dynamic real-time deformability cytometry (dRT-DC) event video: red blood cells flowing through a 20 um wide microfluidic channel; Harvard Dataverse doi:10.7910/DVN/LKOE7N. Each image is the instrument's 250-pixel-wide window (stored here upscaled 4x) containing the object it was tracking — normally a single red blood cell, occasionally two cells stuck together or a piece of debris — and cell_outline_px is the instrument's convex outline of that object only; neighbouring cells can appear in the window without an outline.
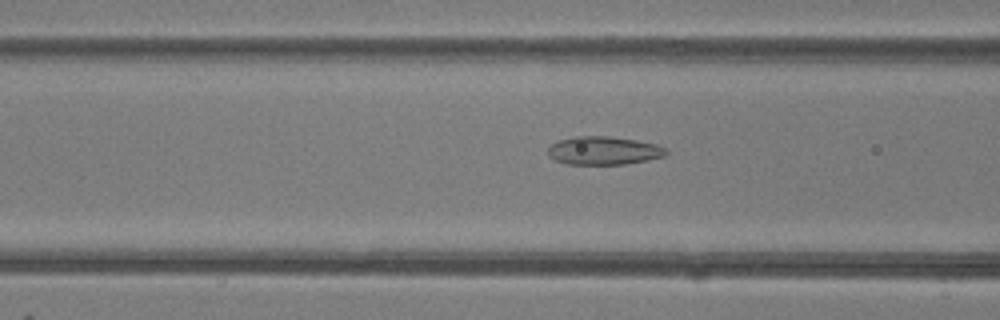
{"species": "common noctule bat (a hibernating species)", "species_latin": "Nyctalus noctula", "temperature_condition": "room temperature", "stored_images_in_passage": 48, "camera_frame_rate_fps": 3000, "um_per_image_px": 0.085, "animal": {"sex": "female"}, "frame": {"image": 1, "passage_image": 19, "time_ms": 6.0, "image_size_px": [1000, 320], "cell_outline_px": [[668, 152], [664, 156], [648, 160], [624, 164], [568, 164], [556, 160], [548, 156], [548, 148], [552, 144], [560, 140], [576, 136], [608, 136], [636, 140], [656, 144], [664, 148]], "centroid_in_image_um": [51.31, 12.8], "position_along_channel_um": 115.3, "area_um2": 19.31}}
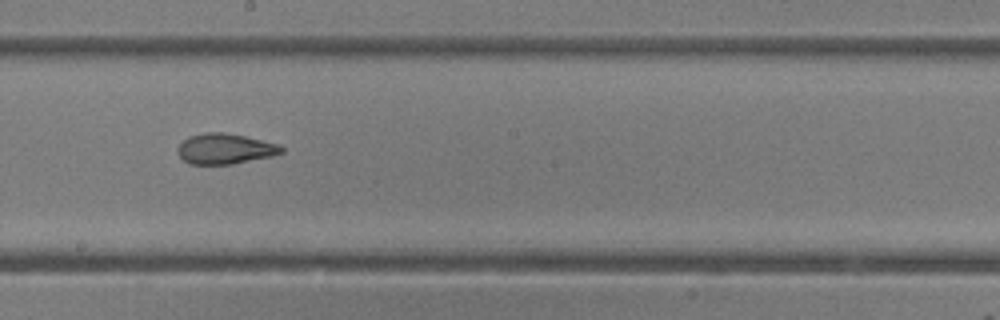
{"frame": {"image": 2, "passage_image": 27, "time_ms": 8.667, "image_size_px": [1000, 320], "cell_outline_px": [[284, 152], [272, 156], [232, 164], [192, 164], [184, 160], [180, 156], [180, 144], [184, 140], [192, 136], [204, 132], [224, 132], [244, 136], [280, 144], [284, 148]], "centroid_in_image_um": [19.2, 12.64], "position_along_channel_um": 229.0, "area_um2": 18.15}}
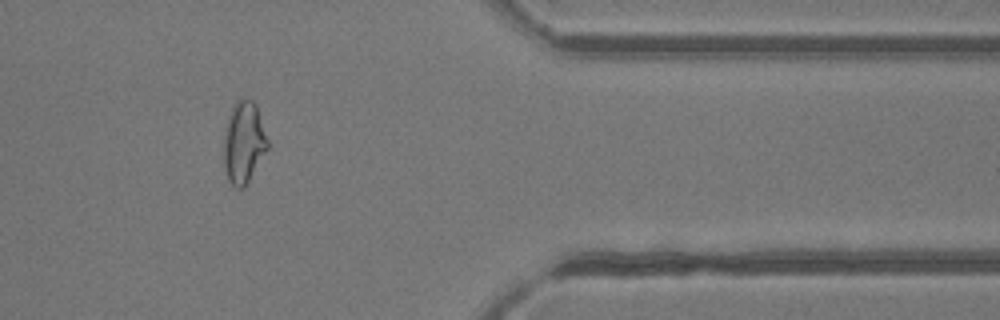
{"frame": {"image": 3, "passage_image": 40, "time_ms": 13.0, "image_size_px": [1000, 320], "cell_outline_px": [[268, 148], [244, 188], [236, 188], [228, 180], [224, 168], [224, 128], [232, 104], [236, 100], [252, 100], [256, 104], [268, 140]], "centroid_in_image_um": [20.7, 12.1], "position_along_channel_um": 390.7, "area_um2": 20.92}, "authors_computed_cell_mechanics": {"area_um2": 20.808, "velocity_mm_per_s": 4.2552, "shape_relaxation_time_tau1_ms": null, "shape_relaxation_time_tau2_ms": 1.8173, "deformation_change_tau1": null, "deformation_change_tau2": 0.0807}}